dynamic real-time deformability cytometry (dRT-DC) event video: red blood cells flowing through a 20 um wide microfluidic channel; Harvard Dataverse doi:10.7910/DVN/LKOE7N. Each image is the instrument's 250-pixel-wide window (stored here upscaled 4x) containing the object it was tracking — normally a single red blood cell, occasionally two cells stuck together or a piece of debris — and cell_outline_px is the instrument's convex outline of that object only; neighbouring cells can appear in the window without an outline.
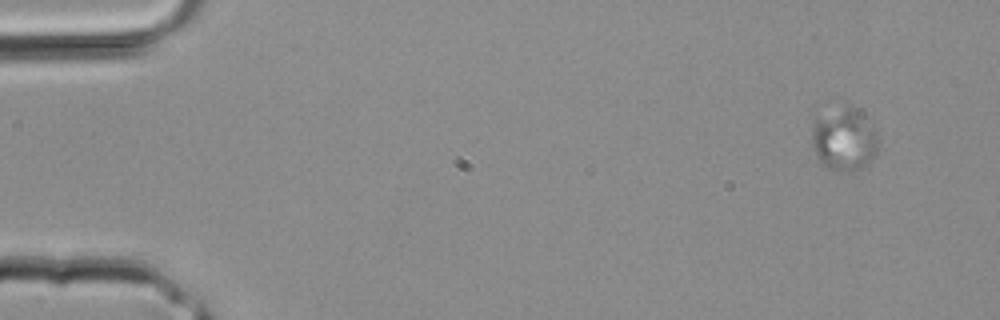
{"species": "common noctule bat (a hibernating species)", "species_latin": "Nyctalus noctula", "temperature_condition": "room temperature", "stored_images_in_passage": 3, "camera_frame_rate_fps": 3000, "um_per_image_px": 0.085, "animal": {"sex": "male", "body_mass_g": 20.4}, "frame": {"image": 1, "passage_image": 1, "time_ms": 0.0, "image_size_px": [1000, 320], "cell_outline_px": [[876, 156], [872, 160], [860, 168], [840, 172], [832, 172], [816, 156], [812, 148], [812, 124], [816, 116], [848, 104], [856, 108], [876, 128]], "centroid_in_image_um": [71.72, 11.83], "position_along_channel_um": 13.3, "area_um2": 24.57}}
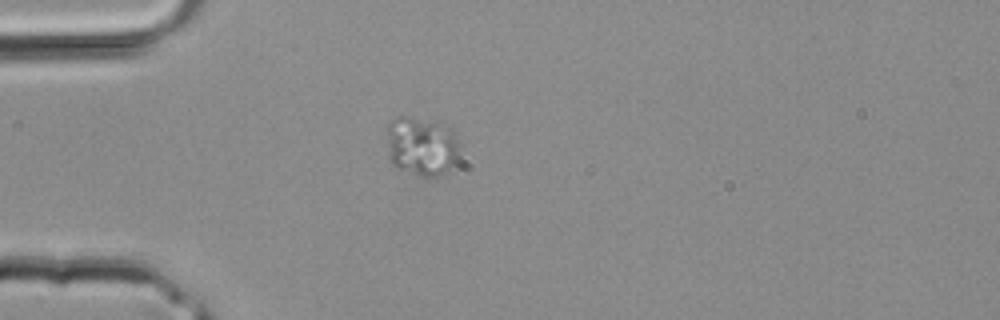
{"frame": {"image": 2, "passage_image": 3, "time_ms": 0.667, "image_size_px": [1000, 320], "cell_outline_px": [[460, 148], [456, 164], [448, 172], [436, 176], [420, 176], [396, 168], [392, 164], [388, 144], [388, 124], [396, 116], [404, 116], [436, 124], [452, 132]], "centroid_in_image_um": [35.83, 12.49], "position_along_channel_um": 49.2, "area_um2": 24.45}}